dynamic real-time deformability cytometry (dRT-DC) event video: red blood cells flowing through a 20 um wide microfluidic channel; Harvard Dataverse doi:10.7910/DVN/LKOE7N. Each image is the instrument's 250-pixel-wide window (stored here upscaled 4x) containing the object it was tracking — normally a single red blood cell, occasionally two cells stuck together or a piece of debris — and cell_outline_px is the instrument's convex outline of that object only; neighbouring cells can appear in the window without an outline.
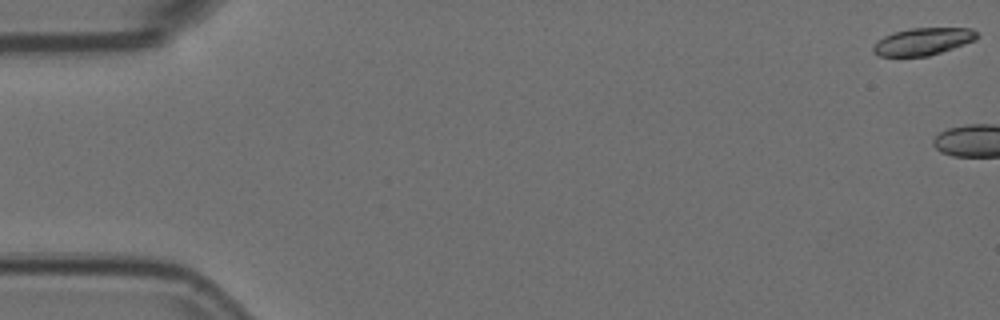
{"species": "Egyptian fruit bat (a non-hibernating species)", "species_latin": "Rousettus aegyptiacus", "temperature_condition": "room temperature", "stored_images_in_passage": 4, "camera_frame_rate_fps": 3000, "um_per_image_px": 0.085, "animal": {"sex": "female"}, "frame": {"image": 1, "passage_image": 1, "time_ms": 0.0, "image_size_px": [1000, 320], "cell_outline_px": [[980, 36], [976, 40], [928, 56], [880, 56], [872, 52], [872, 48], [884, 36], [892, 32], [912, 28], [972, 28]], "centroid_in_image_um": [78.47, 3.52], "position_along_channel_um": 6.5, "area_um2": 16.36}}